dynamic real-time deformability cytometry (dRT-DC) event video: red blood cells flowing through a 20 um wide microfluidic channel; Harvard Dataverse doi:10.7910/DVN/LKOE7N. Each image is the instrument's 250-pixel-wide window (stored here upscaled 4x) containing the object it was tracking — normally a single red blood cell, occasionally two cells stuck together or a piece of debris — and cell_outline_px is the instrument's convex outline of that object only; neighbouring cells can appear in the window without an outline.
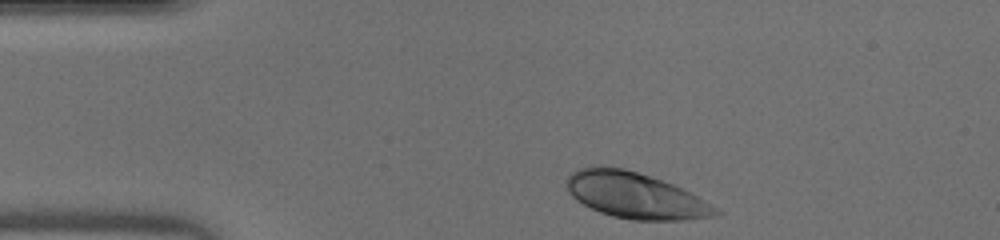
{"species": "human", "species_latin": "Homo sapiens", "temperature_condition": "warm", "stored_images_in_passage": 34, "camera_frame_rate_fps": 3000, "um_per_image_px": 0.085, "donor": {"sex": "male"}, "frame": {"image": 1, "passage_image": 1, "time_ms": 0.0, "image_size_px": [1000, 240], "cell_outline_px": [[724, 212], [716, 216], [684, 220], [632, 220], [612, 216], [600, 212], [576, 200], [568, 192], [564, 180], [572, 172], [588, 164], [592, 164], [624, 168], [672, 184], [696, 196]], "centroid_in_image_um": [53.94, 16.6], "position_along_channel_um": 31.1, "area_um2": 39.94}}
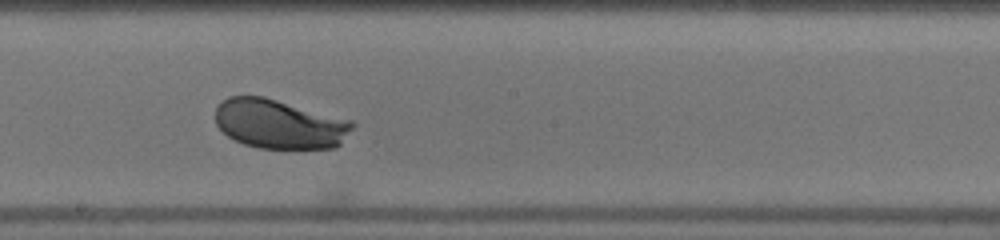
{"frame": {"image": 2, "passage_image": 18, "time_ms": 5.667, "image_size_px": [1000, 240], "cell_outline_px": [[356, 124], [340, 144], [336, 148], [260, 148], [244, 144], [228, 136], [216, 124], [216, 108], [228, 96], [264, 96], [352, 120]], "centroid_in_image_um": [23.78, 10.54], "position_along_channel_um": 224.4, "area_um2": 39.3}}
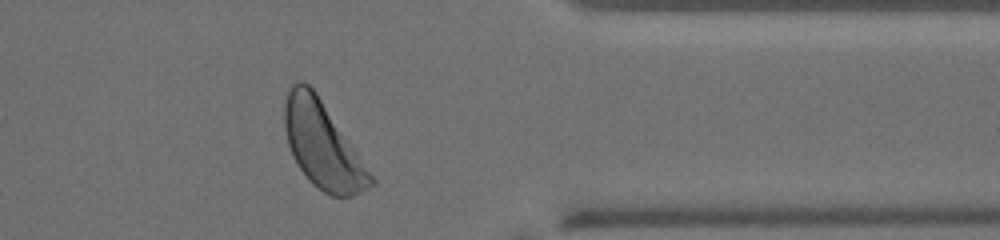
{"frame": {"image": 3, "passage_image": 30, "time_ms": 9.667, "image_size_px": [1000, 240], "cell_outline_px": [[376, 184], [352, 196], [332, 196], [324, 192], [312, 184], [308, 180], [292, 156], [288, 144], [284, 128], [284, 104], [288, 92], [292, 84], [296, 80], [304, 80], [316, 92], [352, 144], [376, 180]], "centroid_in_image_um": [27.41, 12.33], "position_along_channel_um": 384.0, "area_um2": 43.12}}